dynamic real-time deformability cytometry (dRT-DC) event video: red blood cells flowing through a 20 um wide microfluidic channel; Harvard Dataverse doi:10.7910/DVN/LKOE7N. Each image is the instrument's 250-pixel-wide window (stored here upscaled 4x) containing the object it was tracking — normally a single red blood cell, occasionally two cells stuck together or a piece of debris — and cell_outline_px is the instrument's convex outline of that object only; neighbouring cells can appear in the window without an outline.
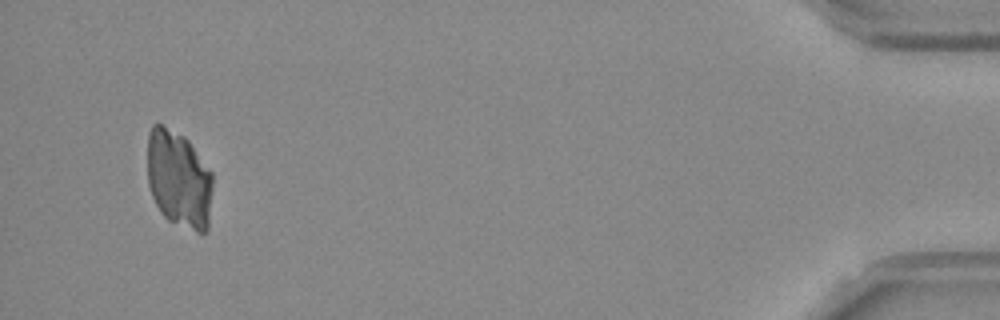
{"species": "Egyptian fruit bat (a non-hibernating species)", "species_latin": "Rousettus aegyptiacus", "temperature_condition": "room temperature", "stored_images_in_passage": 42, "camera_frame_rate_fps": 3000, "um_per_image_px": 0.085, "frame": {"image": 1, "passage_image": 40, "time_ms": 13.0, "image_size_px": [1000, 320], "cell_outline_px": [[212, 188], [208, 228], [204, 232], [196, 232], [168, 220], [160, 212], [152, 196], [148, 184], [148, 132], [152, 124], [160, 124], [184, 136], [188, 140], [212, 172]], "centroid_in_image_um": [15.2, 15.23], "position_along_channel_um": 420.0, "area_um2": 37.11}}